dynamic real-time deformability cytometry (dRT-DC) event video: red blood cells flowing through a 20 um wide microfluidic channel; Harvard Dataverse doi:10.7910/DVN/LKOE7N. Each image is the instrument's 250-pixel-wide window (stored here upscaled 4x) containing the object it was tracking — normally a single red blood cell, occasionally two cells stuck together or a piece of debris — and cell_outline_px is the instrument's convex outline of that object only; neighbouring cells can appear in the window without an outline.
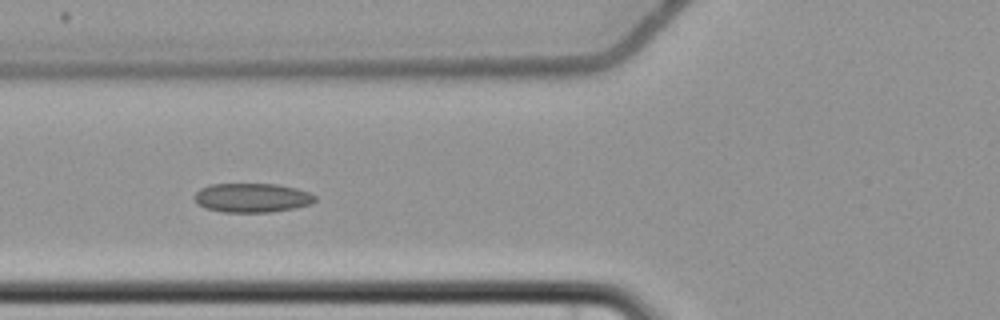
{"species": "common noctule bat (a hibernating species)", "species_latin": "Nyctalus noctula", "temperature_condition": "cold", "stored_images_in_passage": 9, "camera_frame_rate_fps": 3000, "um_per_image_px": 0.085, "animal": {"sex": "female", "body_mass_g": 22.7, "forearm_length_mm": 54.2}, "frame": {"image": 1, "passage_image": 6, "time_ms": 6.0, "image_size_px": [1000, 320], "cell_outline_px": [[316, 200], [312, 204], [292, 208], [268, 212], [224, 212], [208, 208], [200, 204], [192, 196], [200, 188], [208, 184], [276, 184], [296, 188], [308, 192], [316, 196]], "centroid_in_image_um": [21.43, 16.8], "position_along_channel_um": 104.4, "area_um2": 20.35}}
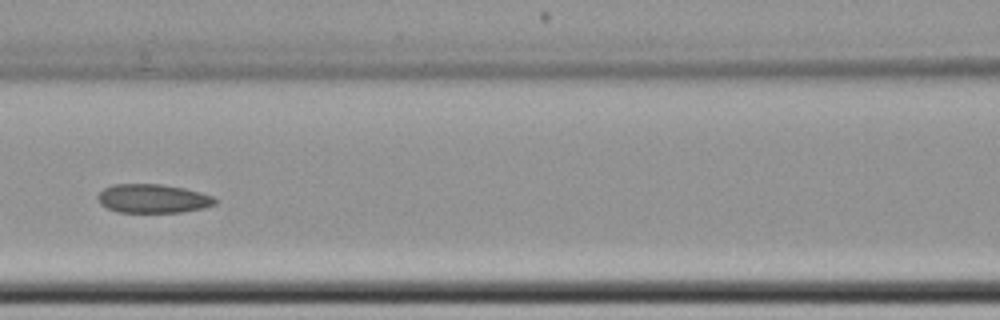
{"frame": {"image": 2, "passage_image": 7, "time_ms": 7.333, "image_size_px": [1000, 320], "cell_outline_px": [[216, 204], [204, 208], [180, 212], [116, 212], [100, 204], [96, 196], [104, 188], [112, 184], [160, 184], [184, 188], [200, 192], [212, 196], [216, 200]], "centroid_in_image_um": [12.97, 16.88], "position_along_channel_um": 153.6, "area_um2": 19.71}}
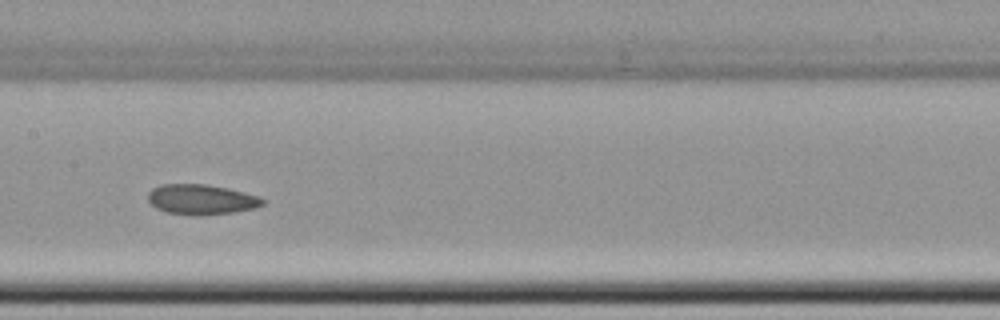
{"frame": {"image": 3, "passage_image": 8, "time_ms": 8.333, "image_size_px": [1000, 320], "cell_outline_px": [[268, 200], [264, 204], [256, 208], [232, 212], [168, 212], [156, 208], [148, 200], [148, 192], [152, 188], [160, 184], [204, 184], [228, 188], [244, 192]], "centroid_in_image_um": [17.13, 16.89], "position_along_channel_um": 190.3, "area_um2": 19.25}}